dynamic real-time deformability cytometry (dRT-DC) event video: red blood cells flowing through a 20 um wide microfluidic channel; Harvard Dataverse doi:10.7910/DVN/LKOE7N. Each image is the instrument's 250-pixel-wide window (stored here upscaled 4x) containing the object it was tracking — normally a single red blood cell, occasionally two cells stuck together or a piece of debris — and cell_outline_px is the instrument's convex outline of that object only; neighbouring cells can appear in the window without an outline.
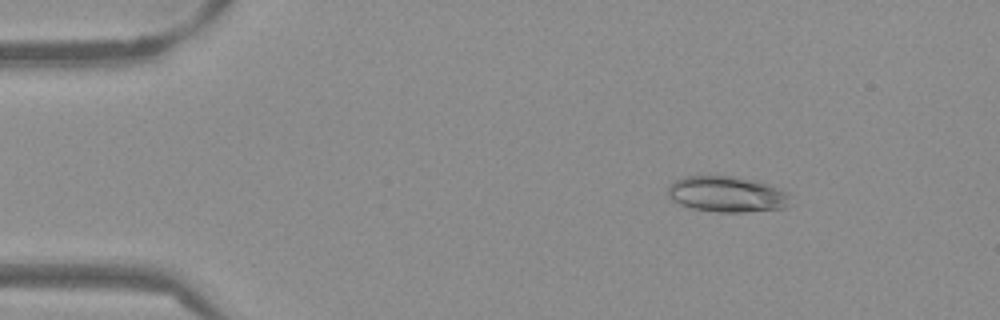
{"species": "Egyptian fruit bat (a non-hibernating species)", "species_latin": "Rousettus aegyptiacus", "temperature_condition": "warm", "stored_images_in_passage": 52, "camera_frame_rate_fps": 3000, "um_per_image_px": 0.085, "frame": {"image": 1, "passage_image": 7, "time_ms": 2.0, "image_size_px": [1000, 320], "cell_outline_px": [[788, 208], [744, 212], [716, 212], [692, 208], [680, 204], [672, 200], [668, 196], [668, 188], [676, 180], [684, 176], [732, 176], [756, 180], [788, 192]], "centroid_in_image_um": [61.79, 16.51], "position_along_channel_um": 23.2, "area_um2": 25.49}}
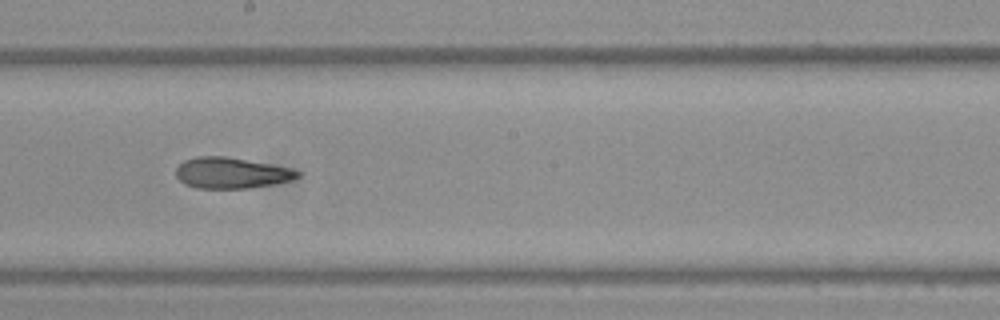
{"frame": {"image": 2, "passage_image": 29, "time_ms": 9.333, "image_size_px": [1000, 320], "cell_outline_px": [[300, 176], [276, 184], [248, 188], [196, 188], [184, 184], [176, 176], [176, 168], [184, 160], [196, 156], [224, 156], [292, 168], [300, 172]], "centroid_in_image_um": [19.64, 14.7], "position_along_channel_um": 228.6, "area_um2": 21.85}}
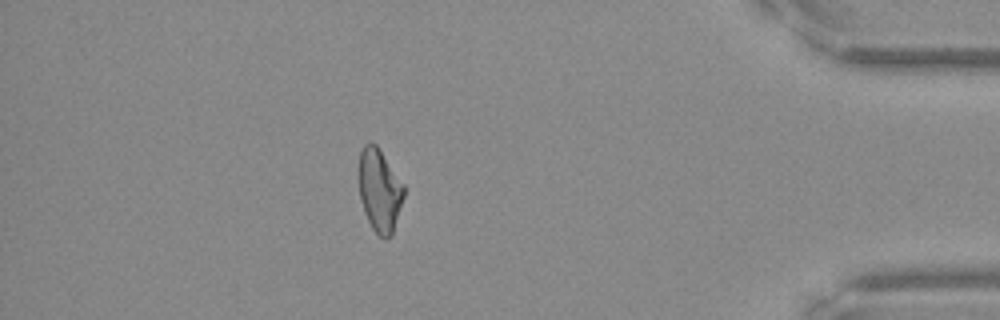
{"frame": {"image": 3, "passage_image": 46, "time_ms": 15.0, "image_size_px": [1000, 320], "cell_outline_px": [[404, 196], [392, 236], [384, 240], [372, 228], [364, 212], [360, 200], [356, 172], [360, 152], [364, 144], [376, 144], [404, 184]], "centroid_in_image_um": [32.23, 16.18], "position_along_channel_um": 403.0, "area_um2": 22.2}, "authors_computed_cell_mechanics": {"area_um2": 22.8888, "velocity_mm_per_s": 3.8506, "shape_relaxation_time_tau1_ms": 9.9227, "shape_relaxation_time_tau2_ms": 4.4173, "deformation_change_tau1": 0.2148, "deformation_change_tau2": 0.1081}}